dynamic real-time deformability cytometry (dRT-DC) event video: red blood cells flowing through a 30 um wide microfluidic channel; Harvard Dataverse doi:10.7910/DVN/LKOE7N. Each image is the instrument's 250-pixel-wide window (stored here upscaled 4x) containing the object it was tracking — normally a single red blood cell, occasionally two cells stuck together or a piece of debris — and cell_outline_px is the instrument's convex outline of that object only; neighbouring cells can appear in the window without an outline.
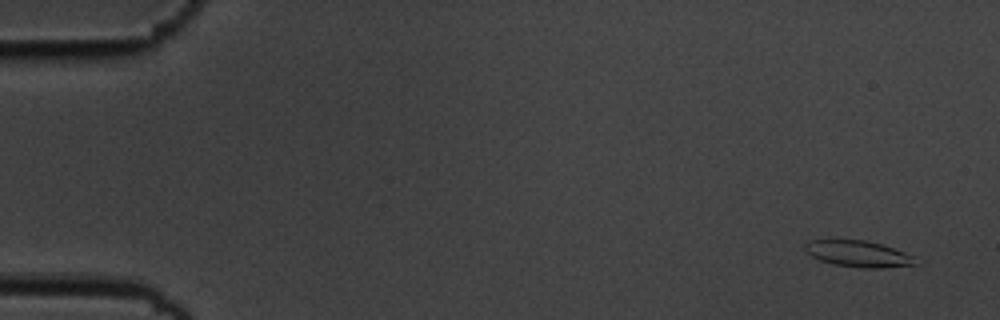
{"species": "common noctule bat (a hibernating species)", "species_latin": "Nyctalus noctula", "temperature_condition": "cold", "stored_images_in_passage": 5, "camera_frame_rate_fps": 3000, "um_per_image_px": 0.085, "animal": {"sex": "male", "body_mass_g": 19.5, "forearm_length_mm": 54.6}, "frame": {"image": 1, "passage_image": 1, "time_ms": 0.0, "image_size_px": [1000, 320], "cell_outline_px": [[920, 264], [880, 268], [864, 268], [836, 264], [820, 260], [812, 256], [804, 248], [804, 244], [808, 240], [836, 236], [864, 240], [880, 244], [904, 252], [912, 256]], "centroid_in_image_um": [72.87, 21.51], "position_along_channel_um": 12.1, "area_um2": 17.46}}
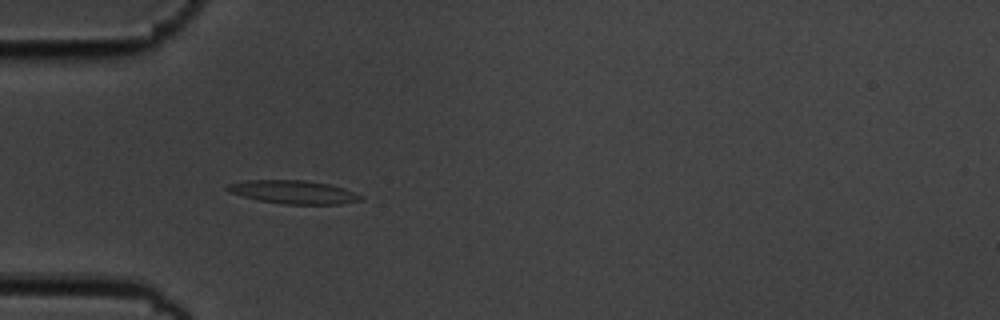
{"frame": {"image": 2, "passage_image": 5, "time_ms": 1.333, "image_size_px": [1000, 320], "cell_outline_px": [[364, 196], [360, 200], [340, 204], [284, 204], [256, 200], [228, 192], [224, 188], [228, 184], [248, 180], [304, 180], [328, 184], [344, 188]], "centroid_in_image_um": [24.91, 16.33], "position_along_channel_um": 60.1, "area_um2": 18.15}}